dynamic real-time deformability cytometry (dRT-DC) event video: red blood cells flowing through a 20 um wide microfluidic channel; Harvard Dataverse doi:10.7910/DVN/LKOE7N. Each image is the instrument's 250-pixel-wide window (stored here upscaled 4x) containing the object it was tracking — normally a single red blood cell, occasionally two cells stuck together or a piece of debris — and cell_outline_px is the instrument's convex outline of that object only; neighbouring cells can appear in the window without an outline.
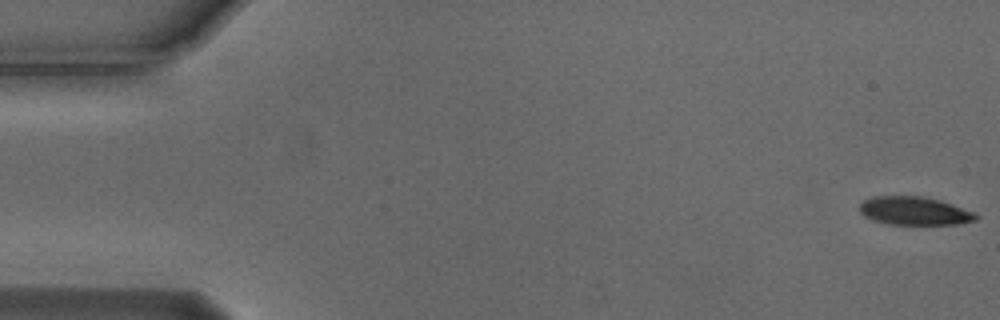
{"species": "Egyptian fruit bat (a non-hibernating species)", "species_latin": "Rousettus aegyptiacus", "temperature_condition": "cold", "stored_images_in_passage": 13, "camera_frame_rate_fps": 3000, "um_per_image_px": 0.085, "animal": {"sex": "male"}, "frame": {"image": 1, "passage_image": 1, "time_ms": 0.0, "image_size_px": [1000, 320], "cell_outline_px": [[980, 216], [976, 220], [960, 224], [888, 224], [864, 216], [860, 212], [860, 204], [864, 200], [872, 196], [920, 196], [940, 200], [976, 212]], "centroid_in_image_um": [77.77, 17.92], "position_along_channel_um": 7.2, "area_um2": 19.19}}